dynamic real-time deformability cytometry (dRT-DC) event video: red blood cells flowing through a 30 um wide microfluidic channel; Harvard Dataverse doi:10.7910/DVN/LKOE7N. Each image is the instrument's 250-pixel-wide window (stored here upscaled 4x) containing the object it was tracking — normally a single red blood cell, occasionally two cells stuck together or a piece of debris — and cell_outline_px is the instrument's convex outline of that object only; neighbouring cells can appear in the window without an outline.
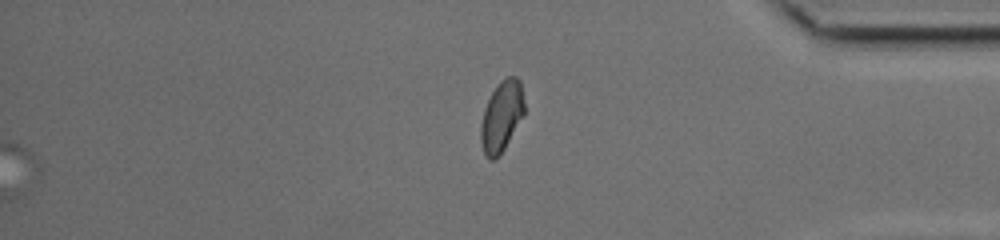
{"species": "common noctule bat (a hibernating species)", "species_latin": "Nyctalus noctula", "temperature_condition": "cold", "stored_images_in_passage": 50, "segment_of_instrument_passage": [2, 2], "camera_frame_rate_fps": 3000, "um_per_image_px": 0.085, "animal": {"sex": "female", "body_mass_g": 17.0, "forearm_length_mm": 48.0}, "frame": {"image": 1, "passage_image": 50, "time_ms": 16.333, "image_size_px": [1000, 240], "cell_outline_px": [[524, 116], [504, 148], [496, 160], [488, 160], [484, 152], [480, 140], [480, 124], [484, 108], [492, 92], [500, 80], [508, 76], [516, 76], [520, 80], [524, 104]], "centroid_in_image_um": [42.63, 9.89], "position_along_channel_um": 392.6, "area_um2": 18.03}}